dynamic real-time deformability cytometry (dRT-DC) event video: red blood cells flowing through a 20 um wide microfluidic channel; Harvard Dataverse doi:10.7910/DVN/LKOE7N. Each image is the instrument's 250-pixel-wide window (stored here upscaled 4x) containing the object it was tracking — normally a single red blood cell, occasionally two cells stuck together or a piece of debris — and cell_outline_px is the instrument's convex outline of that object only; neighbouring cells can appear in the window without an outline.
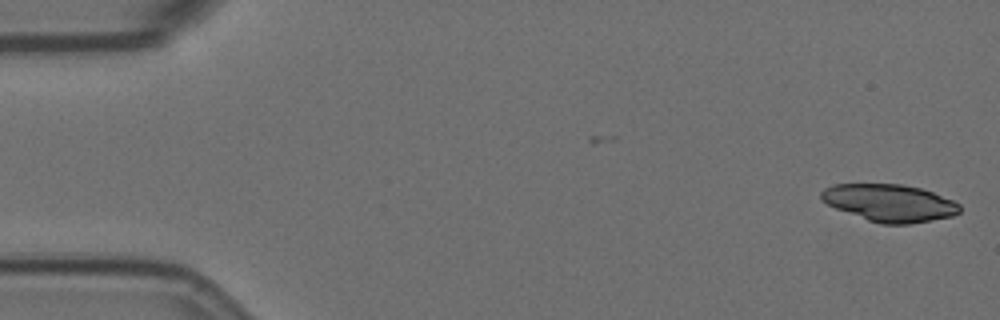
{"species": "Egyptian fruit bat (a non-hibernating species)", "species_latin": "Rousettus aegyptiacus", "temperature_condition": "room temperature", "stored_images_in_passage": 48, "camera_frame_rate_fps": 3000, "um_per_image_px": 0.085, "animal": {"sex": "female"}, "frame": {"image": 1, "passage_image": 1, "time_ms": 0.0, "image_size_px": [1000, 320], "cell_outline_px": [[960, 212], [952, 216], [908, 224], [880, 224], [868, 220], [836, 208], [820, 200], [820, 192], [824, 188], [832, 184], [904, 184], [920, 188], [932, 192], [952, 200], [960, 204]], "centroid_in_image_um": [75.59, 17.24], "position_along_channel_um": 9.4, "area_um2": 30.0}}
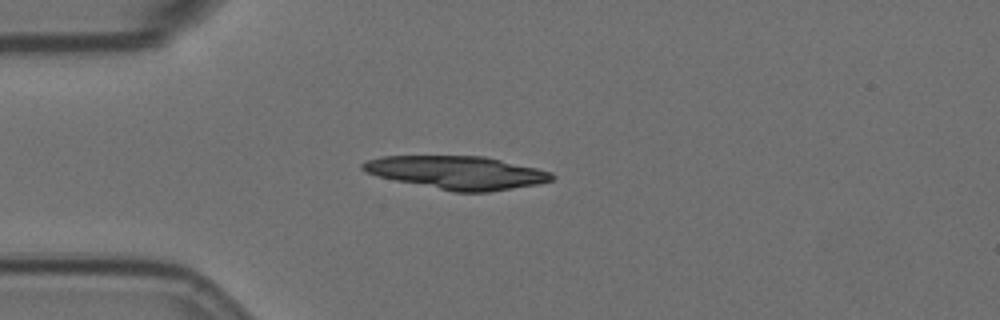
{"frame": {"image": 2, "passage_image": 14, "time_ms": 4.333, "image_size_px": [1000, 320], "cell_outline_px": [[556, 176], [552, 180], [540, 184], [488, 192], [452, 192], [396, 180], [380, 176], [368, 172], [360, 168], [360, 164], [368, 160], [380, 156], [484, 156], [536, 168], [552, 172]], "centroid_in_image_um": [38.88, 14.67], "position_along_channel_um": 46.1, "area_um2": 36.41}}